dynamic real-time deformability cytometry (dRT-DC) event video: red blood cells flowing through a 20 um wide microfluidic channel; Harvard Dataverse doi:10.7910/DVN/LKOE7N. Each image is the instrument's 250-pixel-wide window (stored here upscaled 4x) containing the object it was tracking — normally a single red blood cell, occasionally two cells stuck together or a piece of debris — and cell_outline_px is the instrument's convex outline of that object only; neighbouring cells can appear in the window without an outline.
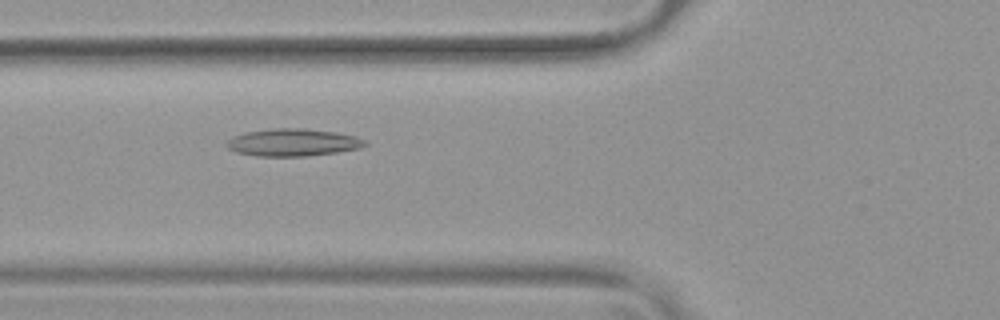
{"species": "common noctule bat (a hibernating species)", "species_latin": "Nyctalus noctula", "temperature_condition": "warm", "stored_images_in_passage": 54, "camera_frame_rate_fps": 3000, "um_per_image_px": 0.085, "animal": {"sex": "female", "body_mass_g": 19.9}, "frame": {"image": 1, "passage_image": 21, "time_ms": 6.667, "image_size_px": [1000, 320], "cell_outline_px": [[368, 144], [360, 148], [336, 152], [308, 156], [256, 156], [236, 152], [228, 148], [224, 144], [232, 136], [244, 132], [272, 128], [304, 128], [336, 132], [356, 136], [364, 140]], "centroid_in_image_um": [24.86, 12.1], "position_along_channel_um": 100.9, "area_um2": 22.25}}
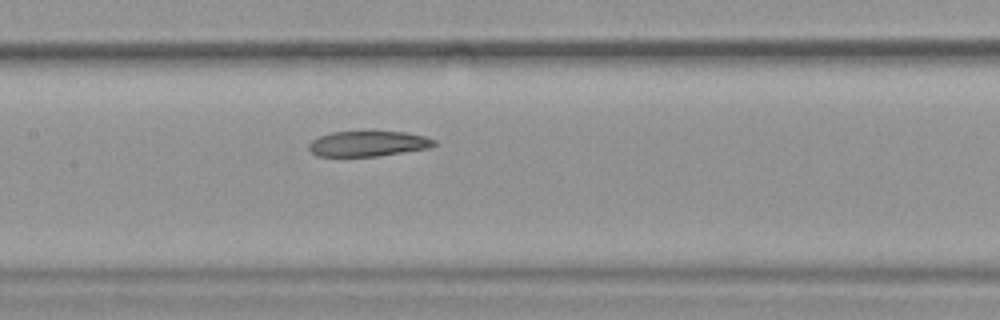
{"frame": {"image": 2, "passage_image": 27, "time_ms": 8.667, "image_size_px": [1000, 320], "cell_outline_px": [[436, 144], [432, 148], [376, 156], [316, 156], [308, 148], [308, 144], [312, 140], [320, 136], [332, 132], [372, 128], [404, 132], [424, 136], [436, 140]], "centroid_in_image_um": [31.31, 12.16], "position_along_channel_um": 176.1, "area_um2": 19.48}}
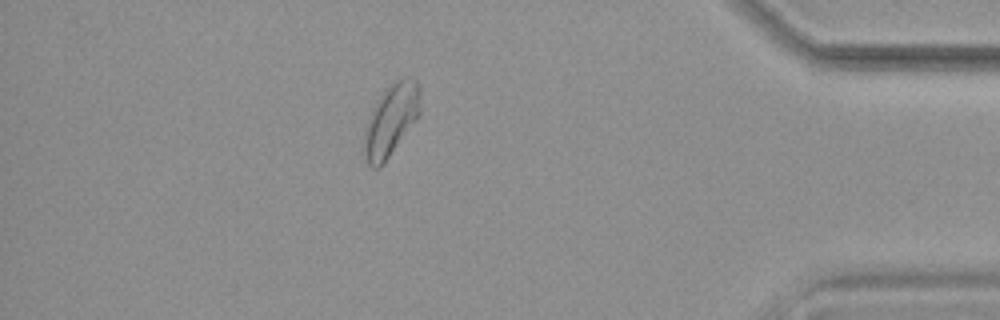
{"frame": {"image": 3, "passage_image": 48, "time_ms": 15.667, "image_size_px": [1000, 320], "cell_outline_px": [[420, 112], [416, 120], [384, 164], [380, 168], [372, 168], [364, 160], [364, 128], [372, 108], [376, 100], [384, 88], [388, 84], [404, 76], [408, 76], [416, 80], [420, 84]], "centroid_in_image_um": [33.22, 10.18], "position_along_channel_um": 402.0, "area_um2": 24.1}}